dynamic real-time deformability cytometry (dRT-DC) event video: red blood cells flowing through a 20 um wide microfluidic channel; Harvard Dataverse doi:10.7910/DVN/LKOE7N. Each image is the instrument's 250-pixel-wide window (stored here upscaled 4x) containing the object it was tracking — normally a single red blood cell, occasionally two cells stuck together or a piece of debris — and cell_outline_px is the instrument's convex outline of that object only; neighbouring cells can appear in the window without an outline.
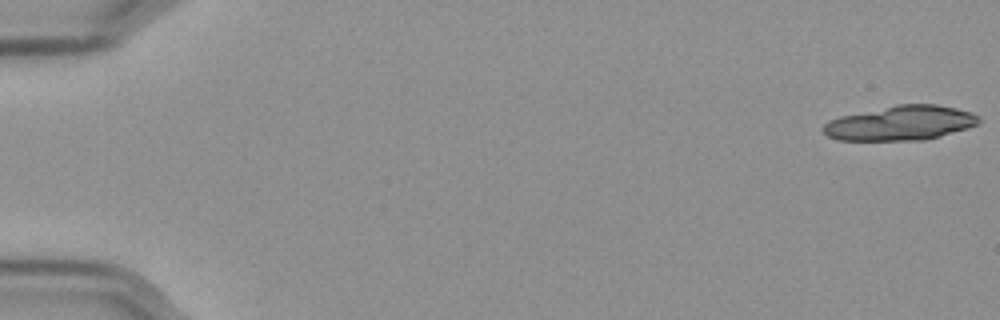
{"species": "Egyptian fruit bat (a non-hibernating species)", "species_latin": "Rousettus aegyptiacus", "temperature_condition": "cold", "stored_images_in_passage": 45, "camera_frame_rate_fps": 3000, "um_per_image_px": 0.085, "frame": {"image": 1, "passage_image": 1, "time_ms": 0.0, "image_size_px": [1000, 320], "cell_outline_px": [[980, 120], [976, 124], [968, 128], [940, 136], [924, 140], [836, 140], [828, 136], [820, 128], [828, 120], [840, 116], [896, 104], [936, 104], [956, 108], [972, 112], [980, 116]], "centroid_in_image_um": [76.53, 10.45], "position_along_channel_um": 8.5, "area_um2": 31.5}}
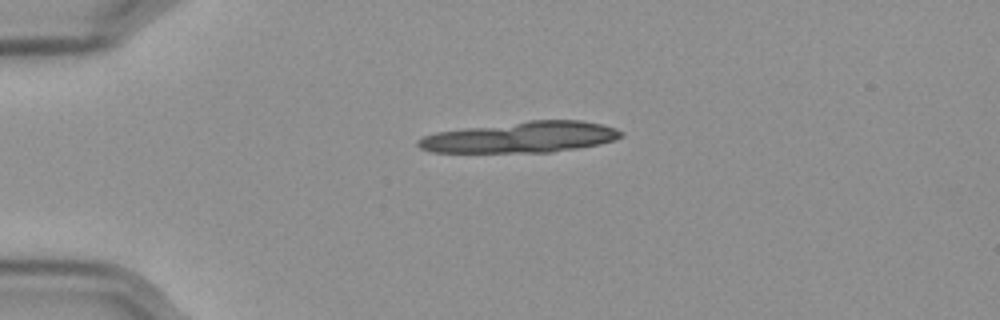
{"frame": {"image": 2, "passage_image": 14, "time_ms": 4.333, "image_size_px": [1000, 320], "cell_outline_px": [[624, 136], [616, 140], [600, 144], [552, 152], [432, 152], [420, 148], [416, 144], [416, 140], [424, 136], [436, 132], [532, 120], [580, 120], [600, 124], [616, 128], [624, 132]], "centroid_in_image_um": [44.32, 11.66], "position_along_channel_um": 40.7, "area_um2": 36.41}, "authors_computed_cell_mechanics": {"area_um2": 20.9236, "velocity_mm_per_s": 3.5799, "shape_relaxation_time_tau1_ms": 5.8442, "shape_relaxation_time_tau2_ms": null, "deformation_change_tau1": 0.1847, "deformation_change_tau2": null}}